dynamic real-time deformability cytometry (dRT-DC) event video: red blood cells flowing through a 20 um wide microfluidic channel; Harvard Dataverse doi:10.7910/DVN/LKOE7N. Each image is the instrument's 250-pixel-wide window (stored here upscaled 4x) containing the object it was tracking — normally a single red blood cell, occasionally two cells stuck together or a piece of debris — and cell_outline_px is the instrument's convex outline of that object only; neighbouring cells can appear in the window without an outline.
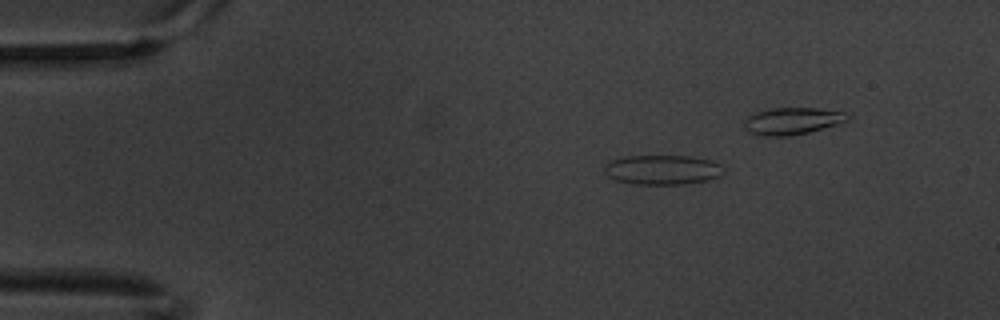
{"species": "common noctule bat (a hibernating species)", "species_latin": "Nyctalus noctula", "temperature_condition": "warm", "stored_images_in_passage": 6, "camera_frame_rate_fps": 3000, "um_per_image_px": 0.085, "animal": {"sex": "male", "body_mass_g": 20.1, "forearm_length_mm": 53.5}, "frame": {"image": 1, "passage_image": 3, "time_ms": 0.667, "image_size_px": [1000, 320], "cell_outline_px": [[724, 172], [720, 176], [708, 180], [684, 184], [636, 184], [616, 180], [608, 176], [604, 172], [604, 164], [612, 160], [624, 156], [688, 156], [712, 160], [720, 164], [724, 168]], "centroid_in_image_um": [56.32, 14.43], "position_along_channel_um": 28.7, "area_um2": 20.69}}